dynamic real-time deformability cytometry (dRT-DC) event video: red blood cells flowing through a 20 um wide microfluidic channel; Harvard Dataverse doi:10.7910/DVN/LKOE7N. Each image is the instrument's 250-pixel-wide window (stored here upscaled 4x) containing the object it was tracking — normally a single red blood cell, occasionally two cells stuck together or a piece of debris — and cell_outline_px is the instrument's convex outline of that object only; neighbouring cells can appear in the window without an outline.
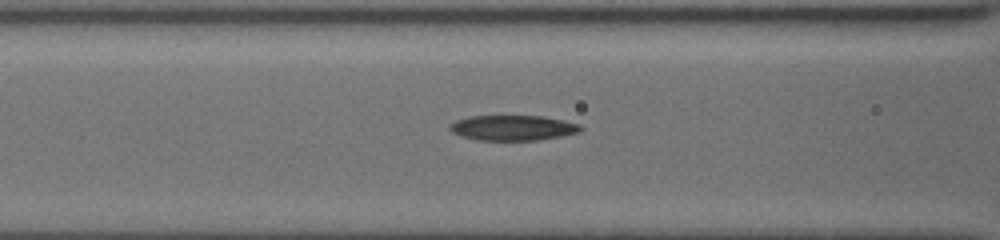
{"species": "common noctule bat (a hibernating species)", "species_latin": "Nyctalus noctula", "temperature_condition": "cold", "stored_images_in_passage": 28, "camera_frame_rate_fps": 3000, "um_per_image_px": 0.085, "animal": {"sex": "female", "body_mass_g": 19.5, "forearm_length_mm": 54.1}, "frame": {"image": 1, "passage_image": 7, "time_ms": 2.0, "image_size_px": [1000, 240], "cell_outline_px": [[580, 132], [540, 140], [476, 140], [460, 136], [452, 132], [448, 128], [456, 120], [472, 116], [544, 116], [564, 120], [580, 124]], "centroid_in_image_um": [43.59, 10.87], "position_along_channel_um": 123.0, "area_um2": 19.19}}
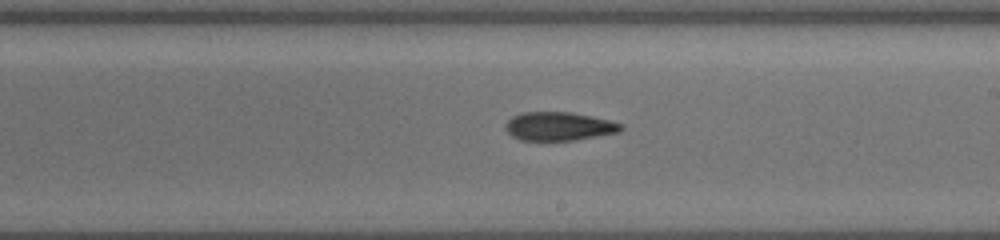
{"frame": {"image": 2, "passage_image": 16, "time_ms": 5.0, "image_size_px": [1000, 240], "cell_outline_px": [[624, 128], [620, 132], [572, 140], [520, 140], [512, 136], [504, 128], [504, 124], [512, 116], [524, 112], [568, 112], [608, 120], [624, 124]], "centroid_in_image_um": [47.49, 10.74], "position_along_channel_um": 241.5, "area_um2": 19.07}}
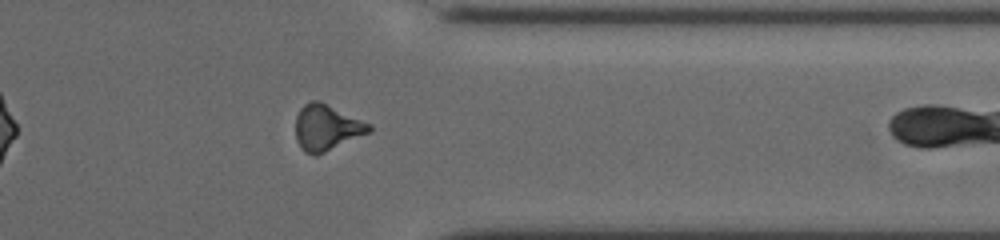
{"frame": {"image": 3, "passage_image": 27, "time_ms": 8.667, "image_size_px": [1000, 240], "cell_outline_px": [[372, 132], [316, 156], [312, 156], [304, 152], [300, 148], [296, 140], [296, 116], [300, 108], [304, 104], [312, 100], [320, 100], [372, 124]], "centroid_in_image_um": [27.78, 10.85], "position_along_channel_um": 383.6, "area_um2": 20.11}}